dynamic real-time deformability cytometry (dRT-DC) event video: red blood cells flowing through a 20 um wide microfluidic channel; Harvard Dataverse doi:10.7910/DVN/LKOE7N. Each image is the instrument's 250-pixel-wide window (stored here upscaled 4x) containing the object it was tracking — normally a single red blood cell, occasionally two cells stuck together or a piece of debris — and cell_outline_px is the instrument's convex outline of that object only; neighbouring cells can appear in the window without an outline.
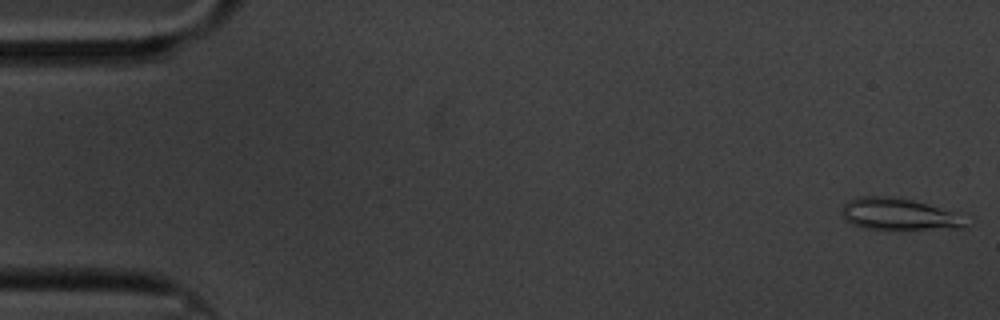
{"species": "common noctule bat (a hibernating species)", "species_latin": "Nyctalus noctula", "temperature_condition": "cold", "stored_images_in_passage": 59, "camera_frame_rate_fps": 3000, "um_per_image_px": 0.085, "animal": {"sex": "male", "body_mass_g": 20.1, "forearm_length_mm": 53.5}, "frame": {"image": 1, "passage_image": 1, "time_ms": 0.0, "image_size_px": [1000, 320], "cell_outline_px": [[968, 228], [864, 228], [852, 224], [840, 212], [844, 204], [848, 200], [860, 196], [884, 196], [912, 200], [968, 212]], "centroid_in_image_um": [76.6, 18.18], "position_along_channel_um": 8.4, "area_um2": 23.41}}
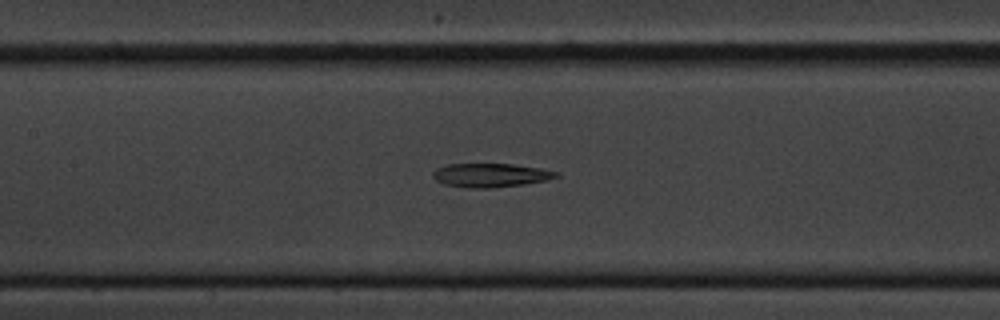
{"frame": {"image": 2, "passage_image": 27, "time_ms": 8.667, "image_size_px": [1000, 320], "cell_outline_px": [[560, 176], [548, 180], [524, 184], [492, 188], [472, 188], [444, 184], [436, 180], [432, 176], [432, 172], [436, 168], [448, 164], [512, 164], [540, 168], [560, 172]], "centroid_in_image_um": [41.72, 14.89], "position_along_channel_um": 165.7, "area_um2": 17.17}}
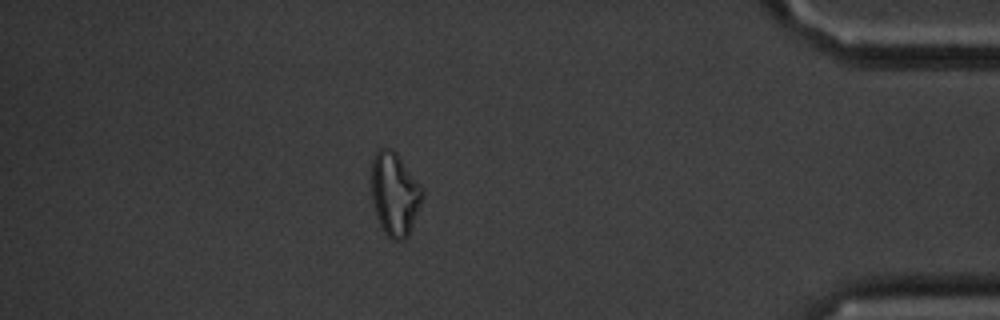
{"frame": {"image": 3, "passage_image": 52, "time_ms": 17.0, "image_size_px": [1000, 320], "cell_outline_px": [[424, 196], [408, 236], [400, 240], [392, 240], [384, 232], [376, 216], [372, 200], [372, 160], [376, 152], [380, 148], [392, 148], [396, 152], [424, 188]], "centroid_in_image_um": [33.56, 16.48], "position_along_channel_um": 401.6, "area_um2": 24.8}, "authors_computed_cell_mechanics": {"area_um2": 19.652, "velocity_mm_per_s": 3.3266, "shape_relaxation_time_tau1_ms": null, "shape_relaxation_time_tau2_ms": 4.612, "deformation_change_tau1": null, "deformation_change_tau2": 0.1614}}